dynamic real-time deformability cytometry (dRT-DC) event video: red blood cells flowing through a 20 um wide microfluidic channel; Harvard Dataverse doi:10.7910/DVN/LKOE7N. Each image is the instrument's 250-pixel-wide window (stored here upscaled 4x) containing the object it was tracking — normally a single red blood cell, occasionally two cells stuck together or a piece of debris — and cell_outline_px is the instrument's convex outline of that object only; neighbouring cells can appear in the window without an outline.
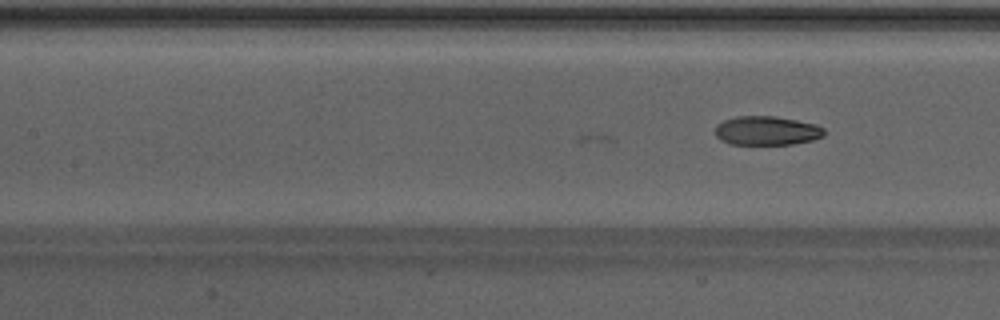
{"species": "Egyptian fruit bat (a non-hibernating species)", "species_latin": "Rousettus aegyptiacus", "temperature_condition": "warm", "stored_images_in_passage": 22, "camera_frame_rate_fps": 3000, "um_per_image_px": 0.085, "animal": {"sex": "male"}, "frame": {"image": 1, "passage_image": 22, "time_ms": 7.0, "image_size_px": [1000, 320], "cell_outline_px": [[824, 136], [812, 140], [792, 144], [732, 144], [720, 140], [716, 136], [716, 124], [724, 120], [736, 116], [776, 116], [816, 124], [824, 128]], "centroid_in_image_um": [65.17, 11.1], "position_along_channel_um": 142.2, "area_um2": 18.44}}